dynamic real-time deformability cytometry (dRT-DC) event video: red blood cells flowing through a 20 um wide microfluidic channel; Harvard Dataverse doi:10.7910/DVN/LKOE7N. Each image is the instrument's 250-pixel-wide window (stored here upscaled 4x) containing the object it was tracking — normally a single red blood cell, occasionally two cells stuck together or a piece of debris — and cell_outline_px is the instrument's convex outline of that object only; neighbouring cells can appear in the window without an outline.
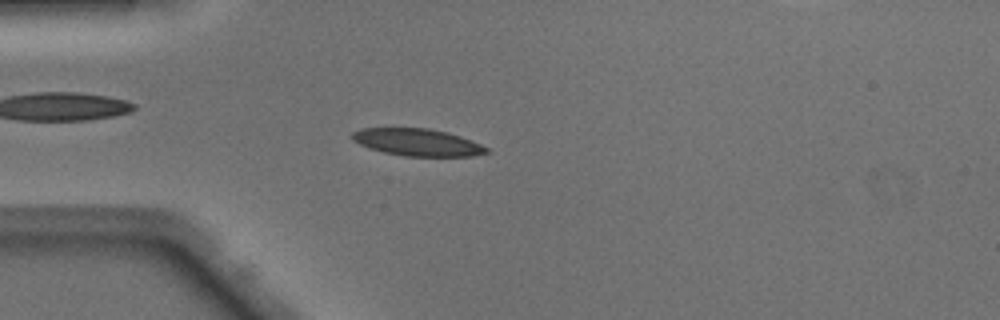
{"species": "Egyptian fruit bat (a non-hibernating species)", "species_latin": "Rousettus aegyptiacus", "temperature_condition": "warm", "stored_images_in_passage": 43, "camera_frame_rate_fps": 3000, "um_per_image_px": 0.085, "animal": {"sex": "male"}, "frame": {"image": 1, "passage_image": 7, "time_ms": 2.0, "image_size_px": [1000, 320], "cell_outline_px": [[488, 152], [472, 156], [404, 156], [384, 152], [368, 148], [352, 140], [352, 132], [364, 128], [428, 128], [448, 132], [472, 140], [488, 148]], "centroid_in_image_um": [35.48, 12.09], "position_along_channel_um": 49.5, "area_um2": 21.21}}
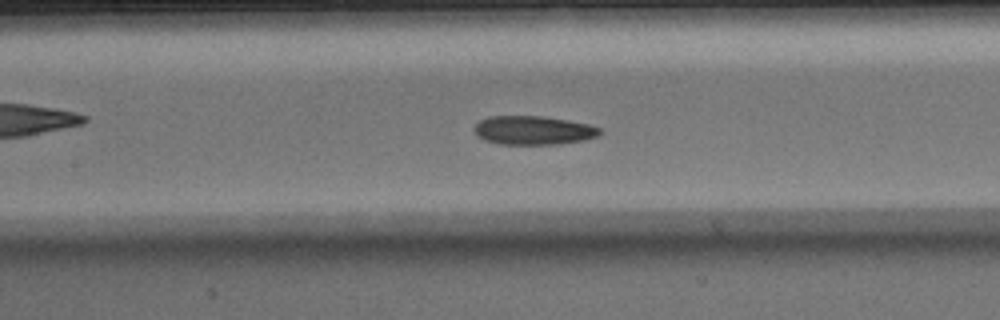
{"frame": {"image": 2, "passage_image": 16, "time_ms": 5.0, "image_size_px": [1000, 320], "cell_outline_px": [[604, 132], [600, 136], [584, 140], [560, 144], [500, 144], [484, 140], [476, 132], [476, 124], [480, 120], [488, 116], [540, 116], [568, 120], [588, 124], [600, 128]], "centroid_in_image_um": [45.4, 11.08], "position_along_channel_um": 162.0, "area_um2": 21.04}}
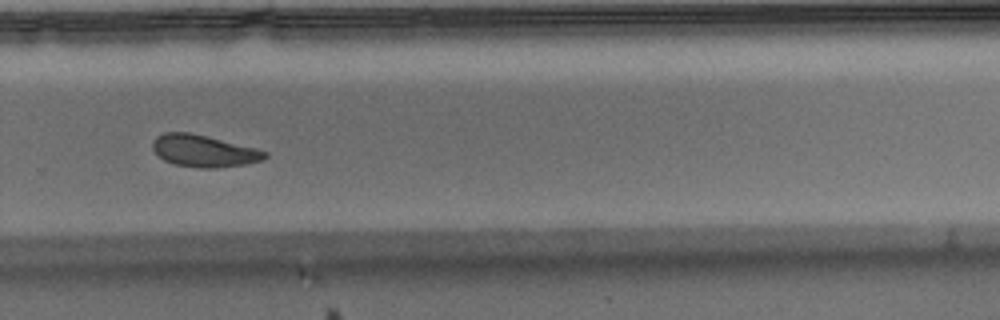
{"frame": {"image": 3, "passage_image": 27, "time_ms": 8.667, "image_size_px": [1000, 320], "cell_outline_px": [[268, 156], [264, 160], [244, 164], [216, 168], [200, 168], [176, 164], [164, 160], [152, 148], [152, 140], [156, 136], [164, 132], [188, 132], [256, 148], [268, 152]], "centroid_in_image_um": [17.32, 12.83], "position_along_channel_um": 312.5, "area_um2": 20.75}, "authors_computed_cell_mechanics": {"area_um2": 21.4438, "velocity_mm_per_s": 4.1128, "shape_relaxation_time_tau1_ms": 3.6394, "shape_relaxation_time_tau2_ms": 4.2474, "deformation_change_tau1": 0.1284, "deformation_change_tau2": 0.1041}}